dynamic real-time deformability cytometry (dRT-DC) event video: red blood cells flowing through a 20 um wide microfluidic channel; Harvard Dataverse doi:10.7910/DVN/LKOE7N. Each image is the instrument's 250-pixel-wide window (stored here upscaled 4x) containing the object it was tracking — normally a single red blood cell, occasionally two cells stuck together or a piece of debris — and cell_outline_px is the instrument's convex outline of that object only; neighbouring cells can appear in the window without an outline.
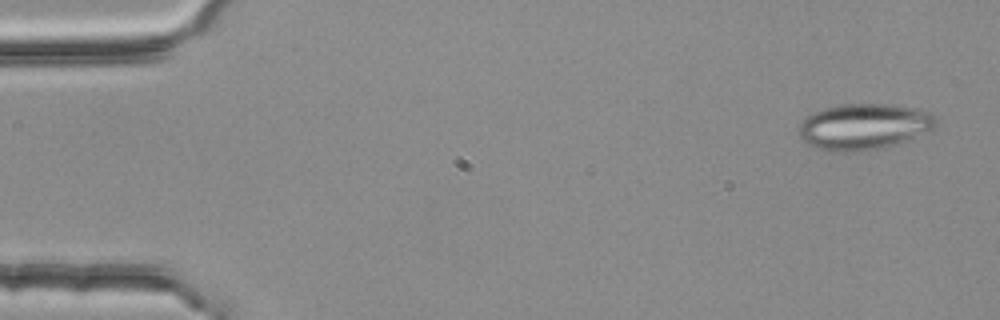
{"species": "common noctule bat (a hibernating species)", "species_latin": "Nyctalus noctula", "temperature_condition": "room temperature", "stored_images_in_passage": 3, "camera_frame_rate_fps": 3000, "um_per_image_px": 0.085, "animal": {"sex": "female", "body_mass_g": 25.1}, "frame": {"image": 1, "passage_image": 1, "time_ms": 0.0, "image_size_px": [1000, 320], "cell_outline_px": [[936, 128], [896, 144], [884, 148], [856, 152], [836, 152], [816, 148], [808, 144], [800, 136], [800, 124], [812, 112], [824, 108], [844, 104], [884, 104], [916, 108], [928, 112], [936, 120]], "centroid_in_image_um": [73.43, 10.77], "position_along_channel_um": 11.6, "area_um2": 36.59}}